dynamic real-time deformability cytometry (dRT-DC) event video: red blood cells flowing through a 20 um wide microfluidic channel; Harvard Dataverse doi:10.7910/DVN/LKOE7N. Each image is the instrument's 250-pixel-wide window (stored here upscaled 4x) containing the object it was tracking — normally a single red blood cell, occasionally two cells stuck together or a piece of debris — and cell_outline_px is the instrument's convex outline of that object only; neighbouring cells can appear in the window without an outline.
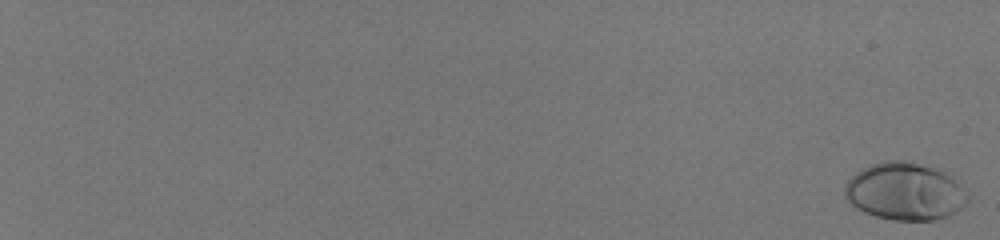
{"species": "human", "species_latin": "Homo sapiens", "temperature_condition": "room temperature", "stored_images_in_passage": 57, "camera_frame_rate_fps": 3000, "um_per_image_px": 0.085, "donor": {"sex": "male"}, "frame": {"image": 1, "passage_image": 1, "time_ms": 0.0, "image_size_px": [1000, 240], "cell_outline_px": [[968, 200], [956, 212], [948, 216], [932, 220], [892, 220], [876, 216], [864, 212], [856, 208], [844, 196], [844, 184], [856, 172], [872, 164], [884, 160], [904, 160], [940, 168], [968, 196]], "centroid_in_image_um": [76.87, 16.27], "position_along_channel_um": 8.1, "area_um2": 40.92}}
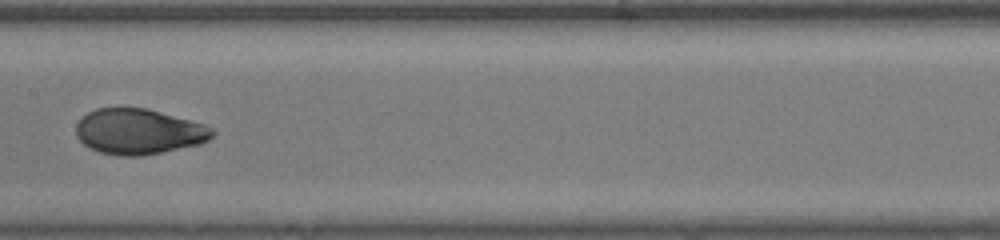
{"frame": {"image": 2, "passage_image": 36, "time_ms": 11.667, "image_size_px": [1000, 240], "cell_outline_px": [[216, 132], [208, 140], [200, 144], [140, 156], [120, 156], [100, 152], [88, 148], [76, 136], [76, 124], [88, 112], [96, 108], [148, 108], [204, 124], [216, 128]], "centroid_in_image_um": [11.8, 11.18], "position_along_channel_um": 195.6, "area_um2": 36.18}}
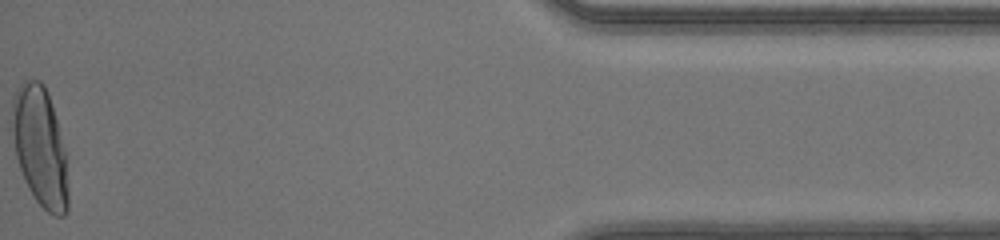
{"frame": {"image": 3, "passage_image": 57, "time_ms": 18.667, "image_size_px": [1000, 240], "cell_outline_px": [[68, 208], [64, 216], [52, 216], [36, 200], [28, 188], [20, 168], [16, 156], [12, 128], [12, 100], [20, 84], [28, 80], [40, 80], [44, 84], [48, 92], [64, 148], [68, 188]], "centroid_in_image_um": [3.4, 12.49], "position_along_channel_um": 431.8, "area_um2": 38.55}, "authors_computed_cell_mechanics": {"area_um2": 36.703, "velocity_mm_per_s": 4.1812, "shape_relaxation_time_tau1_ms": 4.7312, "shape_relaxation_time_tau2_ms": null, "deformation_change_tau1": 0.2091, "deformation_change_tau2": null}}